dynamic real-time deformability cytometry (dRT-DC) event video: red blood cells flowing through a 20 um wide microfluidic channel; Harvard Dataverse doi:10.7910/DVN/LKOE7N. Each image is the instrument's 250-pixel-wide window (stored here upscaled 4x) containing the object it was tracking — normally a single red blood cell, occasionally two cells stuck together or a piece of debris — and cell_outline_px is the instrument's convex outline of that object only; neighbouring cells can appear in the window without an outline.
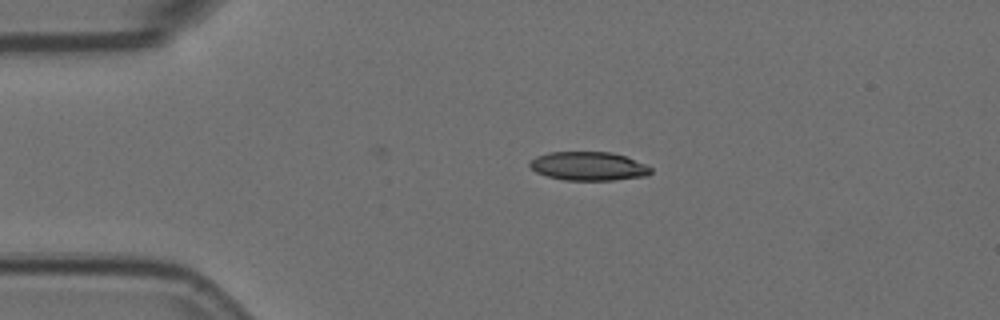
{"species": "Egyptian fruit bat (a non-hibernating species)", "species_latin": "Rousettus aegyptiacus", "temperature_condition": "room temperature", "stored_images_in_passage": 5, "camera_frame_rate_fps": 3000, "um_per_image_px": 0.085, "animal": {"sex": "female"}, "frame": {"image": 1, "passage_image": 1, "time_ms": 0.0, "image_size_px": [1000, 320], "cell_outline_px": [[652, 172], [648, 176], [612, 180], [564, 180], [548, 176], [536, 172], [528, 164], [536, 156], [548, 152], [612, 152], [624, 156], [644, 164], [652, 168]], "centroid_in_image_um": [50.03, 14.12], "position_along_channel_um": 35.0, "area_um2": 20.17}}
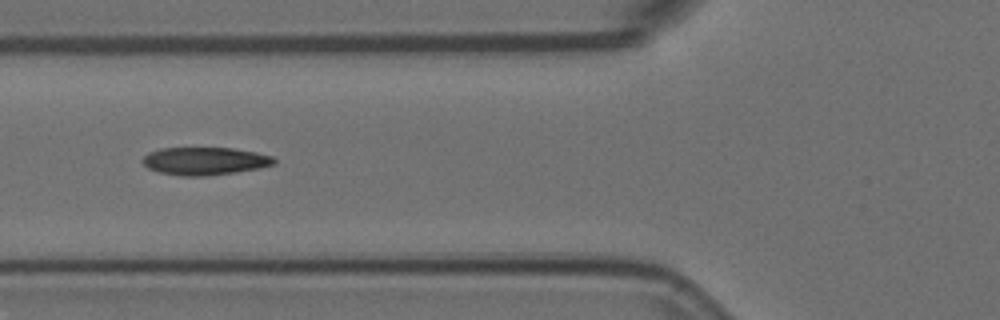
{"frame": {"image": 2, "passage_image": 3, "time_ms": 0.667, "image_size_px": [1000, 320], "cell_outline_px": [[276, 164], [260, 168], [236, 172], [208, 176], [184, 176], [160, 172], [148, 168], [140, 160], [148, 152], [160, 148], [232, 148], [256, 152], [272, 156], [276, 160]], "centroid_in_image_um": [17.42, 13.69], "position_along_channel_um": 108.4, "area_um2": 21.39}}
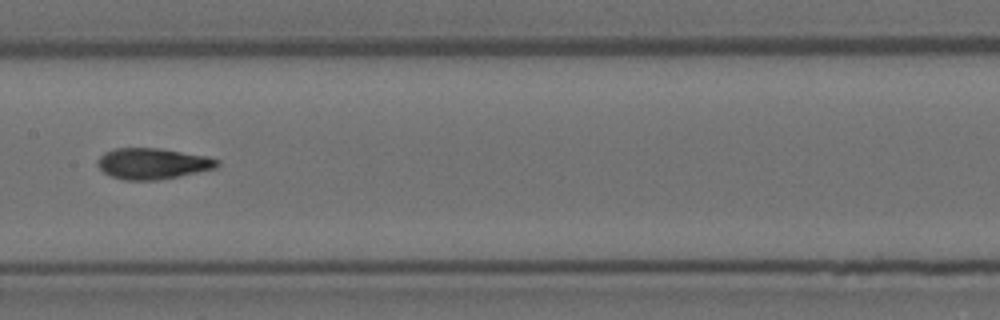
{"frame": {"image": 3, "passage_image": 5, "time_ms": 1.333, "image_size_px": [1000, 320], "cell_outline_px": [[220, 164], [216, 168], [156, 180], [124, 180], [112, 176], [104, 172], [96, 164], [96, 160], [104, 152], [116, 148], [160, 148], [204, 156], [220, 160]], "centroid_in_image_um": [12.93, 13.9], "position_along_channel_um": 194.5, "area_um2": 21.39}}